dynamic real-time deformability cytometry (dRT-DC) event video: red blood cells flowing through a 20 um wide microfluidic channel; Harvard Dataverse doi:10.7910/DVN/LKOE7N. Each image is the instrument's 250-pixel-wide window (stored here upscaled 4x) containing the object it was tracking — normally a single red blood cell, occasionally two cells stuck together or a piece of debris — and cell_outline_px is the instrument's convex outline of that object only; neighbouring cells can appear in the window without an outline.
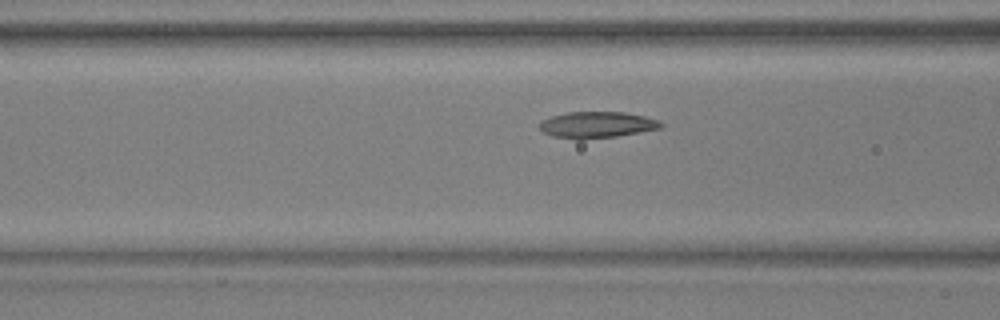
{"species": "common noctule bat (a hibernating species)", "species_latin": "Nyctalus noctula", "temperature_condition": "warm", "stored_images_in_passage": 13, "camera_frame_rate_fps": 3000, "um_per_image_px": 0.085, "animal": {"sex": "male", "body_mass_g": 17.9, "forearm_length_mm": 54.2}, "frame": {"image": 1, "passage_image": 11, "time_ms": 3.333, "image_size_px": [1000, 320], "cell_outline_px": [[664, 124], [660, 128], [640, 132], [616, 136], [584, 140], [576, 140], [552, 136], [536, 128], [536, 124], [540, 120], [552, 116], [568, 112], [624, 112], [644, 116], [660, 120]], "centroid_in_image_um": [50.67, 10.61], "position_along_channel_um": 115.9, "area_um2": 18.96}}